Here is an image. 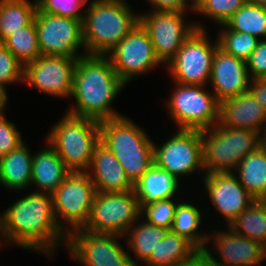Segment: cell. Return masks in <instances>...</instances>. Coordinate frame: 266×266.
<instances>
[{
    "mask_svg": "<svg viewBox=\"0 0 266 266\" xmlns=\"http://www.w3.org/2000/svg\"><path fill=\"white\" fill-rule=\"evenodd\" d=\"M0 237L8 244L37 250L49 257L61 242L67 246L68 234L58 225L52 194L33 191L0 215Z\"/></svg>",
    "mask_w": 266,
    "mask_h": 266,
    "instance_id": "cell-1",
    "label": "cell"
},
{
    "mask_svg": "<svg viewBox=\"0 0 266 266\" xmlns=\"http://www.w3.org/2000/svg\"><path fill=\"white\" fill-rule=\"evenodd\" d=\"M126 83L116 74L107 55L80 56L73 74L71 98L75 107L68 114L94 119L98 122L122 116L111 104Z\"/></svg>",
    "mask_w": 266,
    "mask_h": 266,
    "instance_id": "cell-2",
    "label": "cell"
},
{
    "mask_svg": "<svg viewBox=\"0 0 266 266\" xmlns=\"http://www.w3.org/2000/svg\"><path fill=\"white\" fill-rule=\"evenodd\" d=\"M82 21L85 54L107 55L139 22L125 0H93Z\"/></svg>",
    "mask_w": 266,
    "mask_h": 266,
    "instance_id": "cell-3",
    "label": "cell"
},
{
    "mask_svg": "<svg viewBox=\"0 0 266 266\" xmlns=\"http://www.w3.org/2000/svg\"><path fill=\"white\" fill-rule=\"evenodd\" d=\"M100 143L114 154L133 184L154 164L155 142L126 116L100 122Z\"/></svg>",
    "mask_w": 266,
    "mask_h": 266,
    "instance_id": "cell-4",
    "label": "cell"
},
{
    "mask_svg": "<svg viewBox=\"0 0 266 266\" xmlns=\"http://www.w3.org/2000/svg\"><path fill=\"white\" fill-rule=\"evenodd\" d=\"M47 142L72 172H86L100 143V122L66 113L51 128Z\"/></svg>",
    "mask_w": 266,
    "mask_h": 266,
    "instance_id": "cell-5",
    "label": "cell"
},
{
    "mask_svg": "<svg viewBox=\"0 0 266 266\" xmlns=\"http://www.w3.org/2000/svg\"><path fill=\"white\" fill-rule=\"evenodd\" d=\"M203 174L234 172L240 161L260 145L259 134L219 125L201 130Z\"/></svg>",
    "mask_w": 266,
    "mask_h": 266,
    "instance_id": "cell-6",
    "label": "cell"
},
{
    "mask_svg": "<svg viewBox=\"0 0 266 266\" xmlns=\"http://www.w3.org/2000/svg\"><path fill=\"white\" fill-rule=\"evenodd\" d=\"M175 84L166 102L169 116L178 129L201 131L218 123L220 102L214 93L206 91L205 85Z\"/></svg>",
    "mask_w": 266,
    "mask_h": 266,
    "instance_id": "cell-7",
    "label": "cell"
},
{
    "mask_svg": "<svg viewBox=\"0 0 266 266\" xmlns=\"http://www.w3.org/2000/svg\"><path fill=\"white\" fill-rule=\"evenodd\" d=\"M141 209L134 190L98 192L92 202L89 220L83 227L93 233L124 236L141 219Z\"/></svg>",
    "mask_w": 266,
    "mask_h": 266,
    "instance_id": "cell-8",
    "label": "cell"
},
{
    "mask_svg": "<svg viewBox=\"0 0 266 266\" xmlns=\"http://www.w3.org/2000/svg\"><path fill=\"white\" fill-rule=\"evenodd\" d=\"M95 193L94 183L87 172L75 171L52 193L56 220L67 234L85 226L89 220Z\"/></svg>",
    "mask_w": 266,
    "mask_h": 266,
    "instance_id": "cell-9",
    "label": "cell"
},
{
    "mask_svg": "<svg viewBox=\"0 0 266 266\" xmlns=\"http://www.w3.org/2000/svg\"><path fill=\"white\" fill-rule=\"evenodd\" d=\"M205 29H195L175 56L166 64L174 83L206 85L210 81L212 60L219 46L212 43Z\"/></svg>",
    "mask_w": 266,
    "mask_h": 266,
    "instance_id": "cell-10",
    "label": "cell"
},
{
    "mask_svg": "<svg viewBox=\"0 0 266 266\" xmlns=\"http://www.w3.org/2000/svg\"><path fill=\"white\" fill-rule=\"evenodd\" d=\"M123 237L78 228L68 234L66 249L83 266H140L119 243Z\"/></svg>",
    "mask_w": 266,
    "mask_h": 266,
    "instance_id": "cell-11",
    "label": "cell"
},
{
    "mask_svg": "<svg viewBox=\"0 0 266 266\" xmlns=\"http://www.w3.org/2000/svg\"><path fill=\"white\" fill-rule=\"evenodd\" d=\"M186 12L148 11L139 14V23L147 31L156 57L168 63L183 45L185 39L197 28L206 29L198 22L185 23ZM185 20V21H184Z\"/></svg>",
    "mask_w": 266,
    "mask_h": 266,
    "instance_id": "cell-12",
    "label": "cell"
},
{
    "mask_svg": "<svg viewBox=\"0 0 266 266\" xmlns=\"http://www.w3.org/2000/svg\"><path fill=\"white\" fill-rule=\"evenodd\" d=\"M34 23L41 55L76 57L85 55L82 21L50 15L36 9ZM82 47L84 53L79 54Z\"/></svg>",
    "mask_w": 266,
    "mask_h": 266,
    "instance_id": "cell-13",
    "label": "cell"
},
{
    "mask_svg": "<svg viewBox=\"0 0 266 266\" xmlns=\"http://www.w3.org/2000/svg\"><path fill=\"white\" fill-rule=\"evenodd\" d=\"M153 144L154 164L172 176L191 175L204 170L200 130L178 129L161 146Z\"/></svg>",
    "mask_w": 266,
    "mask_h": 266,
    "instance_id": "cell-14",
    "label": "cell"
},
{
    "mask_svg": "<svg viewBox=\"0 0 266 266\" xmlns=\"http://www.w3.org/2000/svg\"><path fill=\"white\" fill-rule=\"evenodd\" d=\"M116 74L128 83L162 64L156 57L153 44L143 26L134 28L107 54Z\"/></svg>",
    "mask_w": 266,
    "mask_h": 266,
    "instance_id": "cell-15",
    "label": "cell"
},
{
    "mask_svg": "<svg viewBox=\"0 0 266 266\" xmlns=\"http://www.w3.org/2000/svg\"><path fill=\"white\" fill-rule=\"evenodd\" d=\"M78 58L40 55L24 66L23 81L47 95L70 98Z\"/></svg>",
    "mask_w": 266,
    "mask_h": 266,
    "instance_id": "cell-16",
    "label": "cell"
},
{
    "mask_svg": "<svg viewBox=\"0 0 266 266\" xmlns=\"http://www.w3.org/2000/svg\"><path fill=\"white\" fill-rule=\"evenodd\" d=\"M209 235L208 239L213 240V251L216 250L214 253H219L221 259L219 262L206 246L204 251L212 266H261L264 261V249L260 242L236 234L229 227L227 232L219 230L218 233Z\"/></svg>",
    "mask_w": 266,
    "mask_h": 266,
    "instance_id": "cell-17",
    "label": "cell"
},
{
    "mask_svg": "<svg viewBox=\"0 0 266 266\" xmlns=\"http://www.w3.org/2000/svg\"><path fill=\"white\" fill-rule=\"evenodd\" d=\"M204 183L216 211L222 214L227 227L255 198L241 185L235 173L204 174Z\"/></svg>",
    "mask_w": 266,
    "mask_h": 266,
    "instance_id": "cell-18",
    "label": "cell"
},
{
    "mask_svg": "<svg viewBox=\"0 0 266 266\" xmlns=\"http://www.w3.org/2000/svg\"><path fill=\"white\" fill-rule=\"evenodd\" d=\"M250 81L246 61L226 53L218 46L213 56L209 81L217 100L221 102L247 92Z\"/></svg>",
    "mask_w": 266,
    "mask_h": 266,
    "instance_id": "cell-19",
    "label": "cell"
},
{
    "mask_svg": "<svg viewBox=\"0 0 266 266\" xmlns=\"http://www.w3.org/2000/svg\"><path fill=\"white\" fill-rule=\"evenodd\" d=\"M218 124L247 129L259 135L266 124V112L249 91L220 102Z\"/></svg>",
    "mask_w": 266,
    "mask_h": 266,
    "instance_id": "cell-20",
    "label": "cell"
},
{
    "mask_svg": "<svg viewBox=\"0 0 266 266\" xmlns=\"http://www.w3.org/2000/svg\"><path fill=\"white\" fill-rule=\"evenodd\" d=\"M86 172L98 192H128L134 190V184L126 176L119 161L101 143L95 147L91 165Z\"/></svg>",
    "mask_w": 266,
    "mask_h": 266,
    "instance_id": "cell-21",
    "label": "cell"
},
{
    "mask_svg": "<svg viewBox=\"0 0 266 266\" xmlns=\"http://www.w3.org/2000/svg\"><path fill=\"white\" fill-rule=\"evenodd\" d=\"M47 144L45 149L33 154L31 185L40 188L37 192L52 194L72 171L54 148L48 142Z\"/></svg>",
    "mask_w": 266,
    "mask_h": 266,
    "instance_id": "cell-22",
    "label": "cell"
},
{
    "mask_svg": "<svg viewBox=\"0 0 266 266\" xmlns=\"http://www.w3.org/2000/svg\"><path fill=\"white\" fill-rule=\"evenodd\" d=\"M180 180L153 164L135 183L134 191L140 209L159 200L174 199Z\"/></svg>",
    "mask_w": 266,
    "mask_h": 266,
    "instance_id": "cell-23",
    "label": "cell"
},
{
    "mask_svg": "<svg viewBox=\"0 0 266 266\" xmlns=\"http://www.w3.org/2000/svg\"><path fill=\"white\" fill-rule=\"evenodd\" d=\"M33 154L25 142L0 158V184L10 190H25L31 186Z\"/></svg>",
    "mask_w": 266,
    "mask_h": 266,
    "instance_id": "cell-24",
    "label": "cell"
},
{
    "mask_svg": "<svg viewBox=\"0 0 266 266\" xmlns=\"http://www.w3.org/2000/svg\"><path fill=\"white\" fill-rule=\"evenodd\" d=\"M197 251L198 249L190 241L169 230L166 236L157 243L144 264L147 266H174L178 262L187 260Z\"/></svg>",
    "mask_w": 266,
    "mask_h": 266,
    "instance_id": "cell-25",
    "label": "cell"
},
{
    "mask_svg": "<svg viewBox=\"0 0 266 266\" xmlns=\"http://www.w3.org/2000/svg\"><path fill=\"white\" fill-rule=\"evenodd\" d=\"M234 171L238 181L255 199L266 192V152L260 146L245 156Z\"/></svg>",
    "mask_w": 266,
    "mask_h": 266,
    "instance_id": "cell-26",
    "label": "cell"
},
{
    "mask_svg": "<svg viewBox=\"0 0 266 266\" xmlns=\"http://www.w3.org/2000/svg\"><path fill=\"white\" fill-rule=\"evenodd\" d=\"M36 9V0H0V43L28 26L34 20Z\"/></svg>",
    "mask_w": 266,
    "mask_h": 266,
    "instance_id": "cell-27",
    "label": "cell"
},
{
    "mask_svg": "<svg viewBox=\"0 0 266 266\" xmlns=\"http://www.w3.org/2000/svg\"><path fill=\"white\" fill-rule=\"evenodd\" d=\"M202 211L192 203L181 201L177 203L171 231L179 236L186 238L198 250H204L209 242V236L205 233H199L198 228L201 226Z\"/></svg>",
    "mask_w": 266,
    "mask_h": 266,
    "instance_id": "cell-28",
    "label": "cell"
},
{
    "mask_svg": "<svg viewBox=\"0 0 266 266\" xmlns=\"http://www.w3.org/2000/svg\"><path fill=\"white\" fill-rule=\"evenodd\" d=\"M138 221L139 224L134 223L124 237L128 235L126 245L137 256L136 258L139 262L144 263L150 257L157 243L166 236L169 229L149 224L144 221V218L142 223L140 222L141 220L138 219Z\"/></svg>",
    "mask_w": 266,
    "mask_h": 266,
    "instance_id": "cell-29",
    "label": "cell"
},
{
    "mask_svg": "<svg viewBox=\"0 0 266 266\" xmlns=\"http://www.w3.org/2000/svg\"><path fill=\"white\" fill-rule=\"evenodd\" d=\"M236 234L250 240L266 243V211L258 203L252 202L228 226Z\"/></svg>",
    "mask_w": 266,
    "mask_h": 266,
    "instance_id": "cell-30",
    "label": "cell"
},
{
    "mask_svg": "<svg viewBox=\"0 0 266 266\" xmlns=\"http://www.w3.org/2000/svg\"><path fill=\"white\" fill-rule=\"evenodd\" d=\"M224 25L230 30L266 40V7L246 2Z\"/></svg>",
    "mask_w": 266,
    "mask_h": 266,
    "instance_id": "cell-31",
    "label": "cell"
},
{
    "mask_svg": "<svg viewBox=\"0 0 266 266\" xmlns=\"http://www.w3.org/2000/svg\"><path fill=\"white\" fill-rule=\"evenodd\" d=\"M3 45L25 66L36 60L40 55L37 31L34 20L26 27L12 33Z\"/></svg>",
    "mask_w": 266,
    "mask_h": 266,
    "instance_id": "cell-32",
    "label": "cell"
},
{
    "mask_svg": "<svg viewBox=\"0 0 266 266\" xmlns=\"http://www.w3.org/2000/svg\"><path fill=\"white\" fill-rule=\"evenodd\" d=\"M223 30L217 36L219 47L226 53L246 61L255 50L260 39L248 33L228 29L224 24Z\"/></svg>",
    "mask_w": 266,
    "mask_h": 266,
    "instance_id": "cell-33",
    "label": "cell"
},
{
    "mask_svg": "<svg viewBox=\"0 0 266 266\" xmlns=\"http://www.w3.org/2000/svg\"><path fill=\"white\" fill-rule=\"evenodd\" d=\"M246 0H200L199 3L193 7V11L207 16L213 22L223 25L227 20L236 13L244 4Z\"/></svg>",
    "mask_w": 266,
    "mask_h": 266,
    "instance_id": "cell-34",
    "label": "cell"
},
{
    "mask_svg": "<svg viewBox=\"0 0 266 266\" xmlns=\"http://www.w3.org/2000/svg\"><path fill=\"white\" fill-rule=\"evenodd\" d=\"M176 201L170 198L146 204L141 208L140 214L149 224L170 230L178 203Z\"/></svg>",
    "mask_w": 266,
    "mask_h": 266,
    "instance_id": "cell-35",
    "label": "cell"
},
{
    "mask_svg": "<svg viewBox=\"0 0 266 266\" xmlns=\"http://www.w3.org/2000/svg\"><path fill=\"white\" fill-rule=\"evenodd\" d=\"M37 9L50 15L70 17L83 21L85 0H36ZM81 10V11H80Z\"/></svg>",
    "mask_w": 266,
    "mask_h": 266,
    "instance_id": "cell-36",
    "label": "cell"
},
{
    "mask_svg": "<svg viewBox=\"0 0 266 266\" xmlns=\"http://www.w3.org/2000/svg\"><path fill=\"white\" fill-rule=\"evenodd\" d=\"M23 74L24 65L0 43V85L7 88V84L22 82Z\"/></svg>",
    "mask_w": 266,
    "mask_h": 266,
    "instance_id": "cell-37",
    "label": "cell"
},
{
    "mask_svg": "<svg viewBox=\"0 0 266 266\" xmlns=\"http://www.w3.org/2000/svg\"><path fill=\"white\" fill-rule=\"evenodd\" d=\"M24 141L13 122H9L5 114L0 115V158L9 154Z\"/></svg>",
    "mask_w": 266,
    "mask_h": 266,
    "instance_id": "cell-38",
    "label": "cell"
},
{
    "mask_svg": "<svg viewBox=\"0 0 266 266\" xmlns=\"http://www.w3.org/2000/svg\"><path fill=\"white\" fill-rule=\"evenodd\" d=\"M250 79L266 77V40H260L246 60Z\"/></svg>",
    "mask_w": 266,
    "mask_h": 266,
    "instance_id": "cell-39",
    "label": "cell"
},
{
    "mask_svg": "<svg viewBox=\"0 0 266 266\" xmlns=\"http://www.w3.org/2000/svg\"><path fill=\"white\" fill-rule=\"evenodd\" d=\"M152 4V11H167V12H186L187 9L193 11L191 4L188 0H147ZM188 4V5H187Z\"/></svg>",
    "mask_w": 266,
    "mask_h": 266,
    "instance_id": "cell-40",
    "label": "cell"
},
{
    "mask_svg": "<svg viewBox=\"0 0 266 266\" xmlns=\"http://www.w3.org/2000/svg\"><path fill=\"white\" fill-rule=\"evenodd\" d=\"M248 91L266 112V77L252 79Z\"/></svg>",
    "mask_w": 266,
    "mask_h": 266,
    "instance_id": "cell-41",
    "label": "cell"
},
{
    "mask_svg": "<svg viewBox=\"0 0 266 266\" xmlns=\"http://www.w3.org/2000/svg\"><path fill=\"white\" fill-rule=\"evenodd\" d=\"M174 266H212L204 250H198L187 260L176 263Z\"/></svg>",
    "mask_w": 266,
    "mask_h": 266,
    "instance_id": "cell-42",
    "label": "cell"
},
{
    "mask_svg": "<svg viewBox=\"0 0 266 266\" xmlns=\"http://www.w3.org/2000/svg\"><path fill=\"white\" fill-rule=\"evenodd\" d=\"M6 87H3L0 85V115L4 114V110L6 109L5 106H7V99H8V94L6 92Z\"/></svg>",
    "mask_w": 266,
    "mask_h": 266,
    "instance_id": "cell-43",
    "label": "cell"
},
{
    "mask_svg": "<svg viewBox=\"0 0 266 266\" xmlns=\"http://www.w3.org/2000/svg\"><path fill=\"white\" fill-rule=\"evenodd\" d=\"M261 133L262 134L259 135V145L266 152V124L263 127Z\"/></svg>",
    "mask_w": 266,
    "mask_h": 266,
    "instance_id": "cell-44",
    "label": "cell"
},
{
    "mask_svg": "<svg viewBox=\"0 0 266 266\" xmlns=\"http://www.w3.org/2000/svg\"><path fill=\"white\" fill-rule=\"evenodd\" d=\"M258 203L263 207V209L266 211V192L262 193L257 199Z\"/></svg>",
    "mask_w": 266,
    "mask_h": 266,
    "instance_id": "cell-45",
    "label": "cell"
},
{
    "mask_svg": "<svg viewBox=\"0 0 266 266\" xmlns=\"http://www.w3.org/2000/svg\"><path fill=\"white\" fill-rule=\"evenodd\" d=\"M246 2L255 4L257 6L266 7V0H246Z\"/></svg>",
    "mask_w": 266,
    "mask_h": 266,
    "instance_id": "cell-46",
    "label": "cell"
},
{
    "mask_svg": "<svg viewBox=\"0 0 266 266\" xmlns=\"http://www.w3.org/2000/svg\"><path fill=\"white\" fill-rule=\"evenodd\" d=\"M200 0H192V2L190 3L192 5V7H195Z\"/></svg>",
    "mask_w": 266,
    "mask_h": 266,
    "instance_id": "cell-47",
    "label": "cell"
},
{
    "mask_svg": "<svg viewBox=\"0 0 266 266\" xmlns=\"http://www.w3.org/2000/svg\"><path fill=\"white\" fill-rule=\"evenodd\" d=\"M263 249H264V259H266V243L263 245Z\"/></svg>",
    "mask_w": 266,
    "mask_h": 266,
    "instance_id": "cell-48",
    "label": "cell"
}]
</instances>
